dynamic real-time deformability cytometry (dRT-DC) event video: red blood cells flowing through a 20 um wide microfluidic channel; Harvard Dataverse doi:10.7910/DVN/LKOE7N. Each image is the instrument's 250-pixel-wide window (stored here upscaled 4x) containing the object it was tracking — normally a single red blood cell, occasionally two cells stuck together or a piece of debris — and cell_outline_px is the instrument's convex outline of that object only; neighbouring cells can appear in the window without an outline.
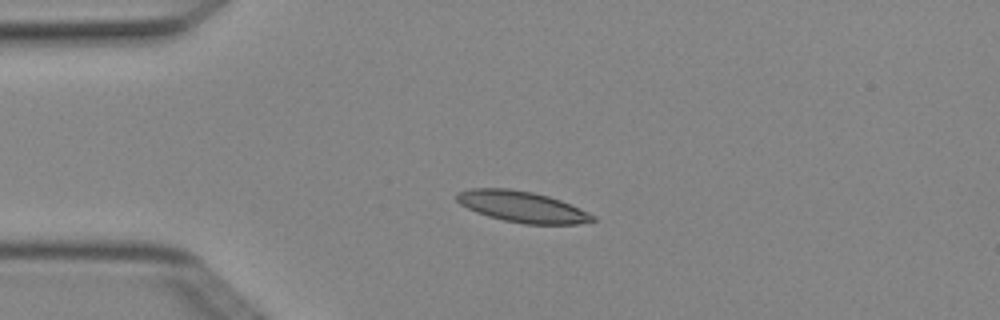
{"species": "Egyptian fruit bat (a non-hibernating species)", "species_latin": "Rousettus aegyptiacus", "temperature_condition": "cold", "stored_images_in_passage": 1, "camera_frame_rate_fps": 3000, "um_per_image_px": 0.085, "animal": {"sex": "female"}, "frame": {"image": 1, "passage_image": 1, "time_ms": 0.0, "image_size_px": [1000, 320], "cell_outline_px": [[596, 220], [576, 224], [524, 224], [504, 220], [488, 216], [476, 212], [460, 204], [456, 200], [456, 192], [468, 188], [508, 188], [532, 192], [548, 196], [560, 200], [588, 212], [596, 216]], "centroid_in_image_um": [44.35, 17.56], "position_along_channel_um": 40.7, "area_um2": 24.57}}